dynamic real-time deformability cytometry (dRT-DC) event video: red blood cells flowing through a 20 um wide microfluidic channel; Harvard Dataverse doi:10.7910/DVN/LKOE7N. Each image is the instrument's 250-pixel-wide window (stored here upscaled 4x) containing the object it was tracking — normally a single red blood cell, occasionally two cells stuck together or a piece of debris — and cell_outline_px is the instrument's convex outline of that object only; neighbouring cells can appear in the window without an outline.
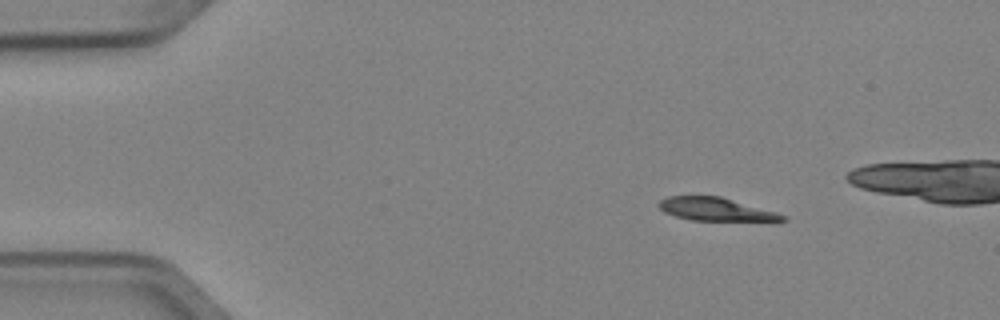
{"species": "Egyptian fruit bat (a non-hibernating species)", "species_latin": "Rousettus aegyptiacus", "temperature_condition": "cold", "stored_images_in_passage": 4, "camera_frame_rate_fps": 3000, "um_per_image_px": 0.085, "animal": {"sex": "female"}, "frame": {"image": 1, "passage_image": 1, "time_ms": 0.0, "image_size_px": [1000, 320], "cell_outline_px": [[788, 220], [776, 224], [692, 220], [676, 216], [664, 212], [656, 204], [660, 200], [668, 196], [720, 196], [776, 212], [784, 216]], "centroid_in_image_um": [61.0, 17.85], "position_along_channel_um": 24.0, "area_um2": 17.63}}